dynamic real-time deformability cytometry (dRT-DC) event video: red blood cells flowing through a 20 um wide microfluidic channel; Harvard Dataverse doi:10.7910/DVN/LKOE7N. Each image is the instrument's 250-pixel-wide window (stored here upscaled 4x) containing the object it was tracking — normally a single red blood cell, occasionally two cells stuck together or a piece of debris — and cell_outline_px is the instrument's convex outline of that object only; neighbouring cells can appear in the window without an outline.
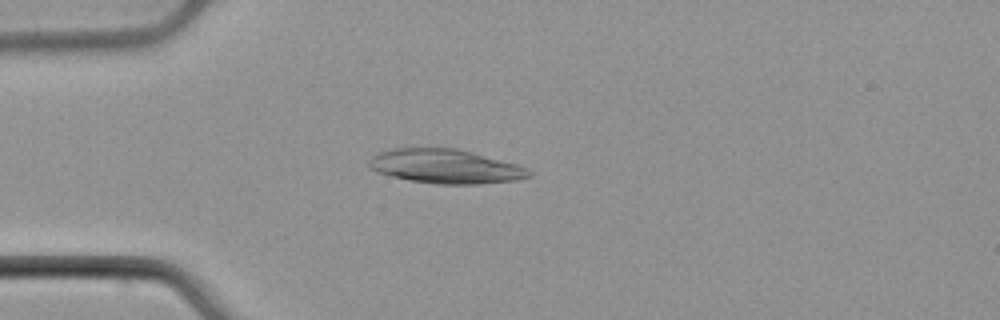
{"species": "common noctule bat (a hibernating species)", "species_latin": "Nyctalus noctula", "temperature_condition": "cold", "stored_images_in_passage": 39, "camera_frame_rate_fps": 3000, "um_per_image_px": 0.085, "animal": {"sex": "male", "body_mass_g": 21.5, "forearm_length_mm": 52.0}, "frame": {"image": 1, "passage_image": 1, "time_ms": 0.0, "image_size_px": [1000, 320], "cell_outline_px": [[532, 176], [516, 180], [476, 184], [436, 184], [408, 180], [376, 172], [368, 164], [372, 156], [380, 152], [396, 148], [456, 148], [472, 152], [516, 164], [528, 168], [532, 172]], "centroid_in_image_um": [37.88, 14.15], "position_along_channel_um": 47.1, "area_um2": 31.67}}
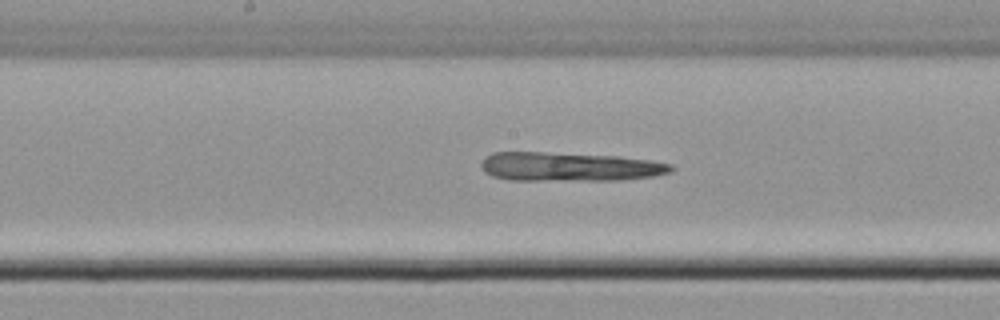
{"frame": {"image": 2, "passage_image": 14, "time_ms": 4.333, "image_size_px": [1000, 320], "cell_outline_px": [[676, 168], [672, 172], [652, 176], [620, 180], [508, 180], [492, 176], [484, 172], [480, 164], [484, 156], [492, 152], [544, 152], [616, 156], [652, 160], [672, 164]], "centroid_in_image_um": [48.39, 14.17], "position_along_channel_um": 199.8, "area_um2": 32.31}}
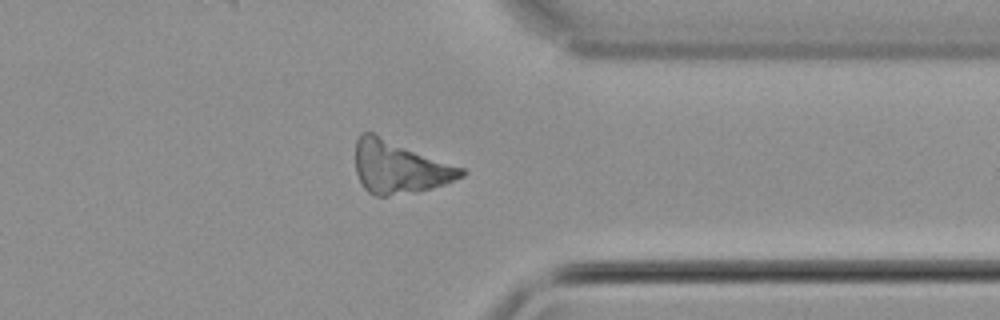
{"frame": {"image": 3, "passage_image": 28, "time_ms": 9.0, "image_size_px": [1000, 320], "cell_outline_px": [[468, 172], [464, 176], [444, 184], [432, 188], [416, 192], [388, 196], [376, 196], [368, 192], [364, 188], [356, 172], [356, 140], [360, 132], [372, 132], [464, 168]], "centroid_in_image_um": [33.95, 14.21], "position_along_channel_um": 377.5, "area_um2": 32.48}}